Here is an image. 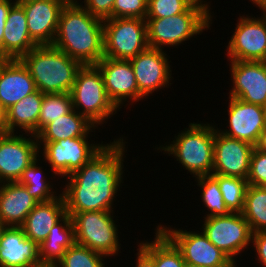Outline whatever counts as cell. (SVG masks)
<instances>
[{
    "label": "cell",
    "mask_w": 266,
    "mask_h": 267,
    "mask_svg": "<svg viewBox=\"0 0 266 267\" xmlns=\"http://www.w3.org/2000/svg\"><path fill=\"white\" fill-rule=\"evenodd\" d=\"M204 218L202 232L236 263L234 257L252 241L253 232L244 216L241 213H229L226 216Z\"/></svg>",
    "instance_id": "30bf717a"
},
{
    "label": "cell",
    "mask_w": 266,
    "mask_h": 267,
    "mask_svg": "<svg viewBox=\"0 0 266 267\" xmlns=\"http://www.w3.org/2000/svg\"><path fill=\"white\" fill-rule=\"evenodd\" d=\"M104 57L129 60L148 48L146 19L109 18L103 25Z\"/></svg>",
    "instance_id": "ba28073f"
},
{
    "label": "cell",
    "mask_w": 266,
    "mask_h": 267,
    "mask_svg": "<svg viewBox=\"0 0 266 267\" xmlns=\"http://www.w3.org/2000/svg\"><path fill=\"white\" fill-rule=\"evenodd\" d=\"M196 180L202 189V201L210 211L205 217L226 216L231 213L223 200L218 181L212 175L197 177Z\"/></svg>",
    "instance_id": "d6a6232c"
},
{
    "label": "cell",
    "mask_w": 266,
    "mask_h": 267,
    "mask_svg": "<svg viewBox=\"0 0 266 267\" xmlns=\"http://www.w3.org/2000/svg\"><path fill=\"white\" fill-rule=\"evenodd\" d=\"M103 25L77 1L67 2L52 45L82 65H96L104 57Z\"/></svg>",
    "instance_id": "7a4b0ae2"
},
{
    "label": "cell",
    "mask_w": 266,
    "mask_h": 267,
    "mask_svg": "<svg viewBox=\"0 0 266 267\" xmlns=\"http://www.w3.org/2000/svg\"><path fill=\"white\" fill-rule=\"evenodd\" d=\"M12 0H0V54L3 55V34L6 20L11 8L17 3Z\"/></svg>",
    "instance_id": "ab89813d"
},
{
    "label": "cell",
    "mask_w": 266,
    "mask_h": 267,
    "mask_svg": "<svg viewBox=\"0 0 266 267\" xmlns=\"http://www.w3.org/2000/svg\"><path fill=\"white\" fill-rule=\"evenodd\" d=\"M203 1L196 0L184 13L174 16L145 18L148 47L163 50L165 46H178L209 29L212 16L208 4Z\"/></svg>",
    "instance_id": "277c9868"
},
{
    "label": "cell",
    "mask_w": 266,
    "mask_h": 267,
    "mask_svg": "<svg viewBox=\"0 0 266 267\" xmlns=\"http://www.w3.org/2000/svg\"><path fill=\"white\" fill-rule=\"evenodd\" d=\"M4 132L0 136V184L18 182L23 171L39 156L37 137ZM36 140V141H35Z\"/></svg>",
    "instance_id": "4fadbf2b"
},
{
    "label": "cell",
    "mask_w": 266,
    "mask_h": 267,
    "mask_svg": "<svg viewBox=\"0 0 266 267\" xmlns=\"http://www.w3.org/2000/svg\"><path fill=\"white\" fill-rule=\"evenodd\" d=\"M38 160L32 162L22 173L18 183L23 185L27 193L38 202H47L57 198L52 191V187L43 177L42 167L38 166ZM37 164V165H36Z\"/></svg>",
    "instance_id": "f546056e"
},
{
    "label": "cell",
    "mask_w": 266,
    "mask_h": 267,
    "mask_svg": "<svg viewBox=\"0 0 266 267\" xmlns=\"http://www.w3.org/2000/svg\"><path fill=\"white\" fill-rule=\"evenodd\" d=\"M167 57L163 50L148 47L129 59L138 86V101L169 85L171 68Z\"/></svg>",
    "instance_id": "9a60e30c"
},
{
    "label": "cell",
    "mask_w": 266,
    "mask_h": 267,
    "mask_svg": "<svg viewBox=\"0 0 266 267\" xmlns=\"http://www.w3.org/2000/svg\"><path fill=\"white\" fill-rule=\"evenodd\" d=\"M219 184L223 200L231 213H242L248 188L247 179L211 174Z\"/></svg>",
    "instance_id": "4dcf8cb0"
},
{
    "label": "cell",
    "mask_w": 266,
    "mask_h": 267,
    "mask_svg": "<svg viewBox=\"0 0 266 267\" xmlns=\"http://www.w3.org/2000/svg\"><path fill=\"white\" fill-rule=\"evenodd\" d=\"M254 146L222 134L215 127L212 174L247 179Z\"/></svg>",
    "instance_id": "5bb4252c"
},
{
    "label": "cell",
    "mask_w": 266,
    "mask_h": 267,
    "mask_svg": "<svg viewBox=\"0 0 266 267\" xmlns=\"http://www.w3.org/2000/svg\"><path fill=\"white\" fill-rule=\"evenodd\" d=\"M261 18L240 16L228 47L230 61L266 62V10Z\"/></svg>",
    "instance_id": "7c38bea8"
},
{
    "label": "cell",
    "mask_w": 266,
    "mask_h": 267,
    "mask_svg": "<svg viewBox=\"0 0 266 267\" xmlns=\"http://www.w3.org/2000/svg\"><path fill=\"white\" fill-rule=\"evenodd\" d=\"M75 243L74 225L71 216L66 213L38 246L40 262L57 264L65 251Z\"/></svg>",
    "instance_id": "4316f807"
},
{
    "label": "cell",
    "mask_w": 266,
    "mask_h": 267,
    "mask_svg": "<svg viewBox=\"0 0 266 267\" xmlns=\"http://www.w3.org/2000/svg\"><path fill=\"white\" fill-rule=\"evenodd\" d=\"M257 150L266 153V127L261 132L257 144L254 146Z\"/></svg>",
    "instance_id": "b9f144b4"
},
{
    "label": "cell",
    "mask_w": 266,
    "mask_h": 267,
    "mask_svg": "<svg viewBox=\"0 0 266 267\" xmlns=\"http://www.w3.org/2000/svg\"><path fill=\"white\" fill-rule=\"evenodd\" d=\"M247 181L249 185L266 186V153L255 147L251 156Z\"/></svg>",
    "instance_id": "8d00e7d4"
},
{
    "label": "cell",
    "mask_w": 266,
    "mask_h": 267,
    "mask_svg": "<svg viewBox=\"0 0 266 267\" xmlns=\"http://www.w3.org/2000/svg\"><path fill=\"white\" fill-rule=\"evenodd\" d=\"M96 66L103 76L107 95L117 108L127 98L138 101V86L130 60L103 57Z\"/></svg>",
    "instance_id": "d6986e66"
},
{
    "label": "cell",
    "mask_w": 266,
    "mask_h": 267,
    "mask_svg": "<svg viewBox=\"0 0 266 267\" xmlns=\"http://www.w3.org/2000/svg\"><path fill=\"white\" fill-rule=\"evenodd\" d=\"M94 128L97 126L73 109L70 113L48 123L36 137L37 142H55L85 136Z\"/></svg>",
    "instance_id": "484cf974"
},
{
    "label": "cell",
    "mask_w": 266,
    "mask_h": 267,
    "mask_svg": "<svg viewBox=\"0 0 266 267\" xmlns=\"http://www.w3.org/2000/svg\"><path fill=\"white\" fill-rule=\"evenodd\" d=\"M20 60L43 94L70 93L82 64L53 45H37Z\"/></svg>",
    "instance_id": "3957f363"
},
{
    "label": "cell",
    "mask_w": 266,
    "mask_h": 267,
    "mask_svg": "<svg viewBox=\"0 0 266 267\" xmlns=\"http://www.w3.org/2000/svg\"><path fill=\"white\" fill-rule=\"evenodd\" d=\"M115 0H84V7L91 15L106 20L113 18V4Z\"/></svg>",
    "instance_id": "74e56055"
},
{
    "label": "cell",
    "mask_w": 266,
    "mask_h": 267,
    "mask_svg": "<svg viewBox=\"0 0 266 267\" xmlns=\"http://www.w3.org/2000/svg\"><path fill=\"white\" fill-rule=\"evenodd\" d=\"M38 203L18 182L0 184V220L6 226L20 227Z\"/></svg>",
    "instance_id": "603a6c76"
},
{
    "label": "cell",
    "mask_w": 266,
    "mask_h": 267,
    "mask_svg": "<svg viewBox=\"0 0 266 267\" xmlns=\"http://www.w3.org/2000/svg\"><path fill=\"white\" fill-rule=\"evenodd\" d=\"M5 228H6V225L0 220V238H1L2 232Z\"/></svg>",
    "instance_id": "bcb514c9"
},
{
    "label": "cell",
    "mask_w": 266,
    "mask_h": 267,
    "mask_svg": "<svg viewBox=\"0 0 266 267\" xmlns=\"http://www.w3.org/2000/svg\"><path fill=\"white\" fill-rule=\"evenodd\" d=\"M181 251L185 263L201 267H236L226 253L217 248L203 232L157 226Z\"/></svg>",
    "instance_id": "8fae6325"
},
{
    "label": "cell",
    "mask_w": 266,
    "mask_h": 267,
    "mask_svg": "<svg viewBox=\"0 0 266 267\" xmlns=\"http://www.w3.org/2000/svg\"><path fill=\"white\" fill-rule=\"evenodd\" d=\"M5 125V110L0 103V126L4 129Z\"/></svg>",
    "instance_id": "f6af8a7d"
},
{
    "label": "cell",
    "mask_w": 266,
    "mask_h": 267,
    "mask_svg": "<svg viewBox=\"0 0 266 267\" xmlns=\"http://www.w3.org/2000/svg\"><path fill=\"white\" fill-rule=\"evenodd\" d=\"M90 132L93 131L90 130L82 137L67 138L55 142H37L39 149L43 145L42 155L52 167L55 175L65 178L81 169L106 146L105 144H90L87 139Z\"/></svg>",
    "instance_id": "9c48e42d"
},
{
    "label": "cell",
    "mask_w": 266,
    "mask_h": 267,
    "mask_svg": "<svg viewBox=\"0 0 266 267\" xmlns=\"http://www.w3.org/2000/svg\"><path fill=\"white\" fill-rule=\"evenodd\" d=\"M230 62L233 86L229 96L266 108V62Z\"/></svg>",
    "instance_id": "e0dca14e"
},
{
    "label": "cell",
    "mask_w": 266,
    "mask_h": 267,
    "mask_svg": "<svg viewBox=\"0 0 266 267\" xmlns=\"http://www.w3.org/2000/svg\"><path fill=\"white\" fill-rule=\"evenodd\" d=\"M154 241L141 242L140 246L153 260L155 267H184L181 251L157 227Z\"/></svg>",
    "instance_id": "83f0119b"
},
{
    "label": "cell",
    "mask_w": 266,
    "mask_h": 267,
    "mask_svg": "<svg viewBox=\"0 0 266 267\" xmlns=\"http://www.w3.org/2000/svg\"><path fill=\"white\" fill-rule=\"evenodd\" d=\"M43 95L42 92L36 90L8 108L5 111L4 131L14 133L15 129L20 128L26 134L36 136Z\"/></svg>",
    "instance_id": "d4e9b609"
},
{
    "label": "cell",
    "mask_w": 266,
    "mask_h": 267,
    "mask_svg": "<svg viewBox=\"0 0 266 267\" xmlns=\"http://www.w3.org/2000/svg\"><path fill=\"white\" fill-rule=\"evenodd\" d=\"M68 2H74V1H77V0H67Z\"/></svg>",
    "instance_id": "f907efd6"
},
{
    "label": "cell",
    "mask_w": 266,
    "mask_h": 267,
    "mask_svg": "<svg viewBox=\"0 0 266 267\" xmlns=\"http://www.w3.org/2000/svg\"><path fill=\"white\" fill-rule=\"evenodd\" d=\"M67 2V0H23L17 2L24 9L29 35L37 45L53 44L60 13Z\"/></svg>",
    "instance_id": "2e32d148"
},
{
    "label": "cell",
    "mask_w": 266,
    "mask_h": 267,
    "mask_svg": "<svg viewBox=\"0 0 266 267\" xmlns=\"http://www.w3.org/2000/svg\"><path fill=\"white\" fill-rule=\"evenodd\" d=\"M37 44L31 39L24 9L16 3L10 10L3 34V56L6 59H20Z\"/></svg>",
    "instance_id": "cb8c5ba5"
},
{
    "label": "cell",
    "mask_w": 266,
    "mask_h": 267,
    "mask_svg": "<svg viewBox=\"0 0 266 267\" xmlns=\"http://www.w3.org/2000/svg\"><path fill=\"white\" fill-rule=\"evenodd\" d=\"M123 137L110 142L81 169L74 171L62 196L66 213L113 211V199L123 174Z\"/></svg>",
    "instance_id": "6da1fadb"
},
{
    "label": "cell",
    "mask_w": 266,
    "mask_h": 267,
    "mask_svg": "<svg viewBox=\"0 0 266 267\" xmlns=\"http://www.w3.org/2000/svg\"><path fill=\"white\" fill-rule=\"evenodd\" d=\"M36 90L28 68L20 59H6L0 65V103L5 111Z\"/></svg>",
    "instance_id": "ffe728a7"
},
{
    "label": "cell",
    "mask_w": 266,
    "mask_h": 267,
    "mask_svg": "<svg viewBox=\"0 0 266 267\" xmlns=\"http://www.w3.org/2000/svg\"><path fill=\"white\" fill-rule=\"evenodd\" d=\"M252 232H266V186L248 185L241 213Z\"/></svg>",
    "instance_id": "f1b7e54d"
},
{
    "label": "cell",
    "mask_w": 266,
    "mask_h": 267,
    "mask_svg": "<svg viewBox=\"0 0 266 267\" xmlns=\"http://www.w3.org/2000/svg\"><path fill=\"white\" fill-rule=\"evenodd\" d=\"M4 129L0 126V136L4 133Z\"/></svg>",
    "instance_id": "681fc988"
},
{
    "label": "cell",
    "mask_w": 266,
    "mask_h": 267,
    "mask_svg": "<svg viewBox=\"0 0 266 267\" xmlns=\"http://www.w3.org/2000/svg\"><path fill=\"white\" fill-rule=\"evenodd\" d=\"M148 0H115L113 4V18L145 19Z\"/></svg>",
    "instance_id": "d590c367"
},
{
    "label": "cell",
    "mask_w": 266,
    "mask_h": 267,
    "mask_svg": "<svg viewBox=\"0 0 266 267\" xmlns=\"http://www.w3.org/2000/svg\"><path fill=\"white\" fill-rule=\"evenodd\" d=\"M28 267H58L57 264L55 263H48V262H39V263H36V264H32Z\"/></svg>",
    "instance_id": "7bdbcfd3"
},
{
    "label": "cell",
    "mask_w": 266,
    "mask_h": 267,
    "mask_svg": "<svg viewBox=\"0 0 266 267\" xmlns=\"http://www.w3.org/2000/svg\"><path fill=\"white\" fill-rule=\"evenodd\" d=\"M229 130H219L229 137L248 142L255 146L266 127V108L246 103L229 96Z\"/></svg>",
    "instance_id": "ac0fdd59"
},
{
    "label": "cell",
    "mask_w": 266,
    "mask_h": 267,
    "mask_svg": "<svg viewBox=\"0 0 266 267\" xmlns=\"http://www.w3.org/2000/svg\"><path fill=\"white\" fill-rule=\"evenodd\" d=\"M102 257L106 258L88 247L75 243L65 251L57 265L58 267H105Z\"/></svg>",
    "instance_id": "836d02e7"
},
{
    "label": "cell",
    "mask_w": 266,
    "mask_h": 267,
    "mask_svg": "<svg viewBox=\"0 0 266 267\" xmlns=\"http://www.w3.org/2000/svg\"><path fill=\"white\" fill-rule=\"evenodd\" d=\"M196 0H148L146 18H165L184 13Z\"/></svg>",
    "instance_id": "e575fe53"
},
{
    "label": "cell",
    "mask_w": 266,
    "mask_h": 267,
    "mask_svg": "<svg viewBox=\"0 0 266 267\" xmlns=\"http://www.w3.org/2000/svg\"><path fill=\"white\" fill-rule=\"evenodd\" d=\"M38 118V133L54 119L64 116L73 110L70 93L44 94Z\"/></svg>",
    "instance_id": "1f68e13d"
},
{
    "label": "cell",
    "mask_w": 266,
    "mask_h": 267,
    "mask_svg": "<svg viewBox=\"0 0 266 267\" xmlns=\"http://www.w3.org/2000/svg\"><path fill=\"white\" fill-rule=\"evenodd\" d=\"M6 60V58L0 54V65Z\"/></svg>",
    "instance_id": "c3c4849f"
},
{
    "label": "cell",
    "mask_w": 266,
    "mask_h": 267,
    "mask_svg": "<svg viewBox=\"0 0 266 267\" xmlns=\"http://www.w3.org/2000/svg\"><path fill=\"white\" fill-rule=\"evenodd\" d=\"M70 95L73 109L95 126L102 124L113 115V112L116 114L118 111L107 95L103 76L96 65H82L77 72Z\"/></svg>",
    "instance_id": "8992f818"
},
{
    "label": "cell",
    "mask_w": 266,
    "mask_h": 267,
    "mask_svg": "<svg viewBox=\"0 0 266 267\" xmlns=\"http://www.w3.org/2000/svg\"><path fill=\"white\" fill-rule=\"evenodd\" d=\"M66 214L65 201L60 195L47 202H39L20 226L24 234L38 246L47 238L50 230Z\"/></svg>",
    "instance_id": "7402d4cb"
},
{
    "label": "cell",
    "mask_w": 266,
    "mask_h": 267,
    "mask_svg": "<svg viewBox=\"0 0 266 267\" xmlns=\"http://www.w3.org/2000/svg\"><path fill=\"white\" fill-rule=\"evenodd\" d=\"M184 267H201L199 265H193V264H190V263H185L184 264Z\"/></svg>",
    "instance_id": "7dc6e473"
},
{
    "label": "cell",
    "mask_w": 266,
    "mask_h": 267,
    "mask_svg": "<svg viewBox=\"0 0 266 267\" xmlns=\"http://www.w3.org/2000/svg\"><path fill=\"white\" fill-rule=\"evenodd\" d=\"M190 123L189 128L179 133L172 144L159 150L173 155L195 178L211 175L214 160L215 126Z\"/></svg>",
    "instance_id": "5b68a950"
},
{
    "label": "cell",
    "mask_w": 266,
    "mask_h": 267,
    "mask_svg": "<svg viewBox=\"0 0 266 267\" xmlns=\"http://www.w3.org/2000/svg\"><path fill=\"white\" fill-rule=\"evenodd\" d=\"M39 262L38 245L21 227L6 226L0 238V267H28Z\"/></svg>",
    "instance_id": "44dd1931"
},
{
    "label": "cell",
    "mask_w": 266,
    "mask_h": 267,
    "mask_svg": "<svg viewBox=\"0 0 266 267\" xmlns=\"http://www.w3.org/2000/svg\"><path fill=\"white\" fill-rule=\"evenodd\" d=\"M253 4H256L260 10H266V0H251Z\"/></svg>",
    "instance_id": "ee69618b"
},
{
    "label": "cell",
    "mask_w": 266,
    "mask_h": 267,
    "mask_svg": "<svg viewBox=\"0 0 266 267\" xmlns=\"http://www.w3.org/2000/svg\"><path fill=\"white\" fill-rule=\"evenodd\" d=\"M138 247L136 254L138 257L135 267H155L154 260L140 246Z\"/></svg>",
    "instance_id": "60d3db41"
},
{
    "label": "cell",
    "mask_w": 266,
    "mask_h": 267,
    "mask_svg": "<svg viewBox=\"0 0 266 267\" xmlns=\"http://www.w3.org/2000/svg\"><path fill=\"white\" fill-rule=\"evenodd\" d=\"M251 242L258 255L257 260L266 267V232H254Z\"/></svg>",
    "instance_id": "f35d334b"
},
{
    "label": "cell",
    "mask_w": 266,
    "mask_h": 267,
    "mask_svg": "<svg viewBox=\"0 0 266 267\" xmlns=\"http://www.w3.org/2000/svg\"><path fill=\"white\" fill-rule=\"evenodd\" d=\"M112 212L68 213L74 225L76 244L88 247L108 258L117 254L120 245L117 225L114 223Z\"/></svg>",
    "instance_id": "52a82bcc"
}]
</instances>
